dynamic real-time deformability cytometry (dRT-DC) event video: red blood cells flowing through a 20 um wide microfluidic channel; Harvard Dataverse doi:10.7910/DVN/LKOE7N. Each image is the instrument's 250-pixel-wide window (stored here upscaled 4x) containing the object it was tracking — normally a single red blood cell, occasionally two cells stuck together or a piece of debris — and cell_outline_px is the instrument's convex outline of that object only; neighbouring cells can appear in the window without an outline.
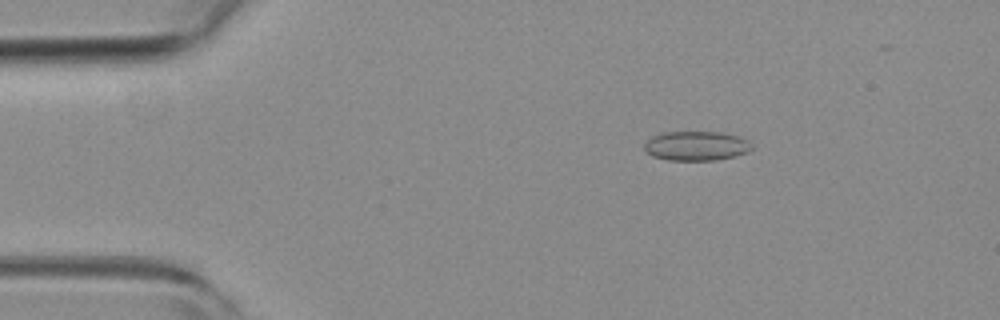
{"species": "common noctule bat (a hibernating species)", "species_latin": "Nyctalus noctula", "temperature_condition": "room temperature", "stored_images_in_passage": 51, "camera_frame_rate_fps": 3000, "um_per_image_px": 0.085, "animal": {"sex": "female", "body_mass_g": 19.3, "forearm_length_mm": 54.1}, "frame": {"image": 1, "passage_image": 8, "time_ms": 2.333, "image_size_px": [1000, 320], "cell_outline_px": [[752, 148], [748, 152], [736, 156], [716, 160], [668, 160], [652, 156], [644, 152], [644, 144], [652, 136], [664, 132], [720, 132], [740, 136], [748, 140], [752, 144]], "centroid_in_image_um": [59.19, 12.4], "position_along_channel_um": 25.8, "area_um2": 18.61}}
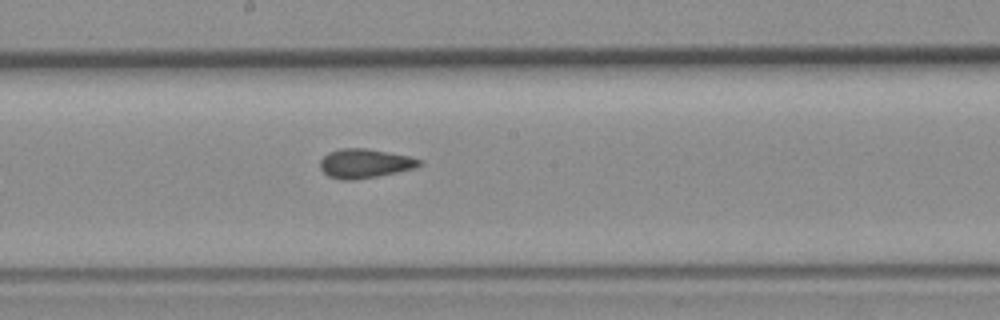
{"frame": {"image": 2, "passage_image": 27, "time_ms": 8.667, "image_size_px": [1000, 320], "cell_outline_px": [[424, 164], [416, 168], [380, 176], [356, 180], [340, 180], [328, 176], [320, 168], [320, 160], [328, 152], [340, 148], [368, 148], [408, 156], [424, 160]], "centroid_in_image_um": [31.04, 13.9], "position_along_channel_um": 217.2, "area_um2": 17.22}}
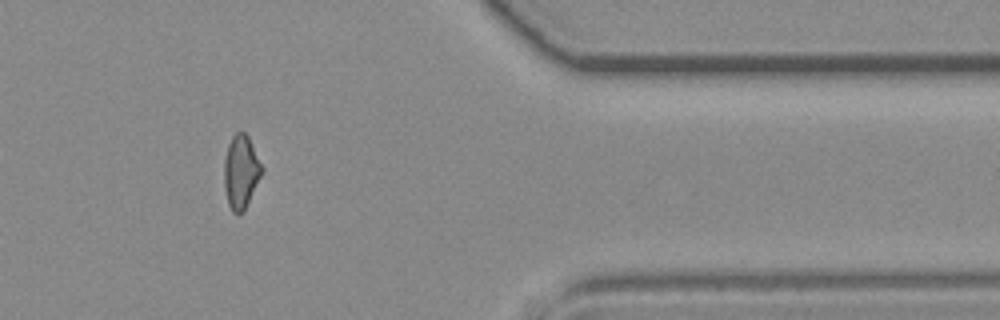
{"frame": {"image": 3, "passage_image": 42, "time_ms": 13.667, "image_size_px": [1000, 320], "cell_outline_px": [[264, 172], [244, 212], [236, 216], [232, 212], [228, 204], [224, 188], [224, 160], [228, 144], [232, 136], [236, 132], [244, 132], [248, 136], [264, 168]], "centroid_in_image_um": [20.49, 14.65], "position_along_channel_um": 390.9, "area_um2": 16.59}, "authors_computed_cell_mechanics": {"area_um2": 16.8776, "velocity_mm_per_s": 3.9943, "shape_relaxation_time_tau1_ms": null, "shape_relaxation_time_tau2_ms": 1.9853, "deformation_change_tau1": null, "deformation_change_tau2": 0.078}}